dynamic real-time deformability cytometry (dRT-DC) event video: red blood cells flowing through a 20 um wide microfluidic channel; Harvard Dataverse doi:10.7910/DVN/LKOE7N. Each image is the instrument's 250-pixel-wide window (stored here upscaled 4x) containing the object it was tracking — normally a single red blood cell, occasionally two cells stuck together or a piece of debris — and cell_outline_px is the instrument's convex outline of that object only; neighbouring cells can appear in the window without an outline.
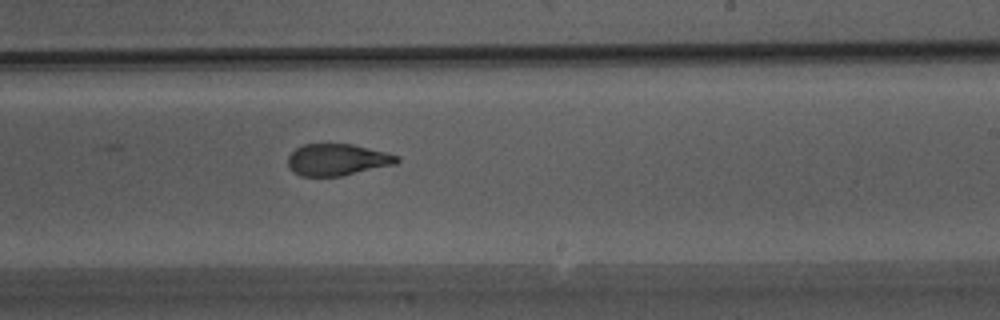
{"species": "Egyptian fruit bat (a non-hibernating species)", "species_latin": "Rousettus aegyptiacus", "temperature_condition": "warm", "stored_images_in_passage": 27, "camera_frame_rate_fps": 3000, "um_per_image_px": 0.085, "animal": {"sex": "male"}, "frame": {"image": 1, "passage_image": 16, "time_ms": 5.0, "image_size_px": [1000, 320], "cell_outline_px": [[400, 160], [396, 164], [340, 176], [300, 176], [288, 164], [288, 156], [296, 148], [304, 144], [352, 144], [400, 156]], "centroid_in_image_um": [28.69, 13.57], "position_along_channel_um": 260.3, "area_um2": 19.88}}
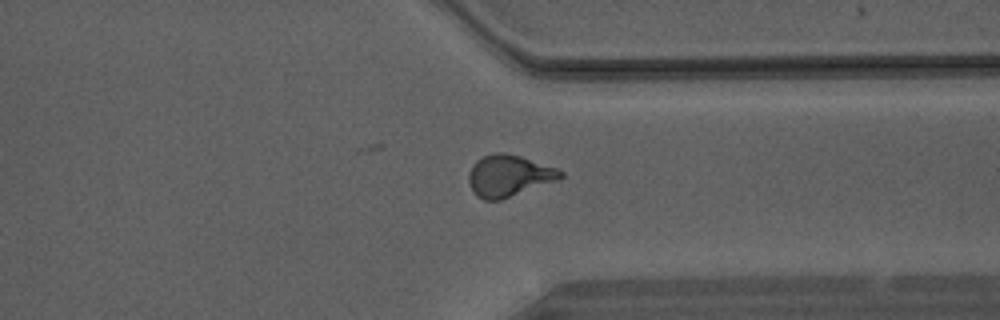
{"frame": {"image": 2, "passage_image": 23, "time_ms": 7.333, "image_size_px": [1000, 320], "cell_outline_px": [[564, 176], [556, 180], [500, 200], [484, 200], [476, 196], [468, 180], [468, 172], [476, 160], [484, 156], [496, 152], [500, 152], [520, 156], [556, 168], [564, 172]], "centroid_in_image_um": [43.22, 14.93], "position_along_channel_um": 368.2, "area_um2": 21.91}}